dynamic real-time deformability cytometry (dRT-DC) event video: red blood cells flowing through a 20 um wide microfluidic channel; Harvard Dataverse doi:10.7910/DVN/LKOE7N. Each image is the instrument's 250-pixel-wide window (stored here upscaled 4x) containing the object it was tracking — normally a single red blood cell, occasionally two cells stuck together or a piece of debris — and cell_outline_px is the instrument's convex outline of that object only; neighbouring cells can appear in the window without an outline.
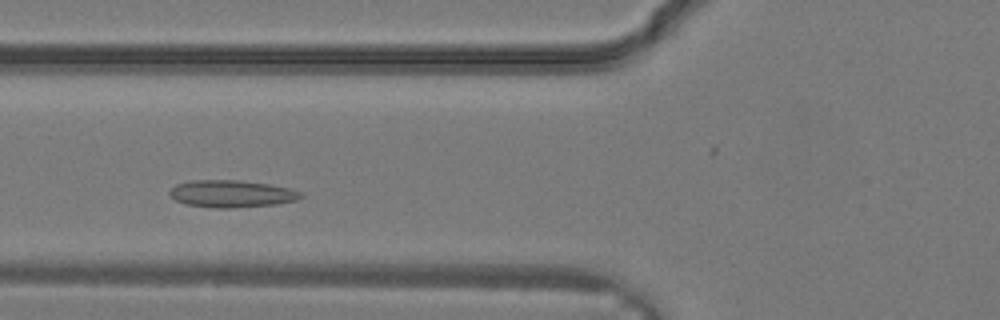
{"species": "common noctule bat (a hibernating species)", "species_latin": "Nyctalus noctula", "temperature_condition": "warm", "stored_images_in_passage": 23, "camera_frame_rate_fps": 3000, "um_per_image_px": 0.085, "animal": {"sex": "male", "body_mass_g": 19.2, "forearm_length_mm": 51.8}, "frame": {"image": 1, "passage_image": 4, "time_ms": 1.0, "image_size_px": [1000, 320], "cell_outline_px": [[304, 196], [296, 200], [276, 204], [232, 208], [212, 208], [188, 204], [176, 200], [168, 192], [176, 184], [192, 180], [240, 180], [268, 184], [288, 188], [304, 192]], "centroid_in_image_um": [19.71, 16.47], "position_along_channel_um": 106.1, "area_um2": 20.75}}
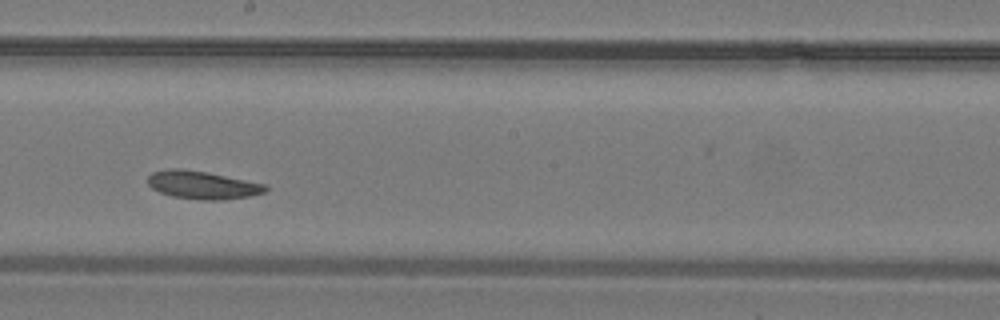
{"frame": {"image": 2, "passage_image": 10, "time_ms": 3.0, "image_size_px": [1000, 320], "cell_outline_px": [[268, 188], [264, 192], [248, 196], [224, 200], [200, 200], [172, 196], [160, 192], [152, 188], [148, 184], [148, 176], [152, 172], [168, 168], [180, 168], [208, 172], [264, 184]], "centroid_in_image_um": [17.17, 15.72], "position_along_channel_um": 231.0, "area_um2": 19.13}}
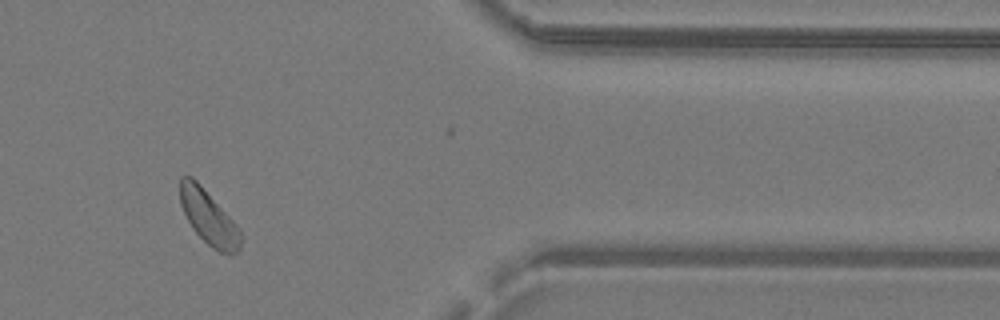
{"frame": {"image": 3, "passage_image": 19, "time_ms": 6.0, "image_size_px": [1000, 320], "cell_outline_px": [[240, 248], [236, 252], [220, 252], [212, 248], [192, 228], [180, 204], [180, 176], [192, 176], [200, 184], [236, 224], [240, 232]], "centroid_in_image_um": [17.7, 18.45], "position_along_channel_um": 393.7, "area_um2": 18.61}}